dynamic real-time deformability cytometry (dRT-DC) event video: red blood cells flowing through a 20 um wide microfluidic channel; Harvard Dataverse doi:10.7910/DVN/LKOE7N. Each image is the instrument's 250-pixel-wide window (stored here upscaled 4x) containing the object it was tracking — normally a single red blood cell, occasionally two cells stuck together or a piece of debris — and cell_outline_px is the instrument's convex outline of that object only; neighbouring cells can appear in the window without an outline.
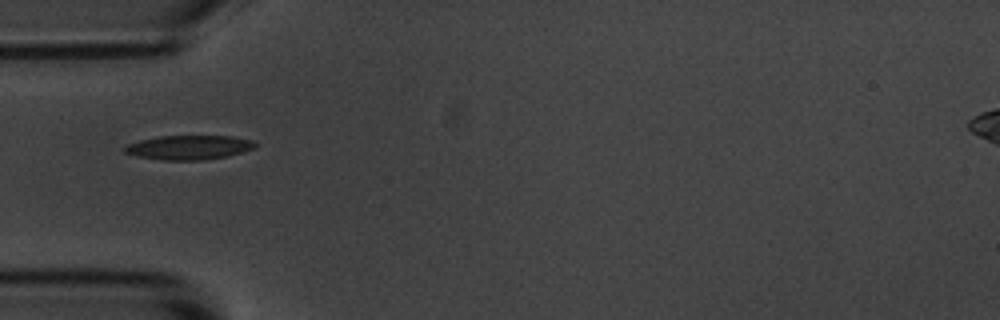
{"species": "common noctule bat (a hibernating species)", "species_latin": "Nyctalus noctula", "temperature_condition": "room temperature", "stored_images_in_passage": 5, "camera_frame_rate_fps": 3000, "um_per_image_px": 0.085, "animal": {"sex": "male", "body_mass_g": 20.1, "forearm_length_mm": 53.5}, "frame": {"image": 1, "passage_image": 1, "time_ms": 0.0, "image_size_px": [1000, 320], "cell_outline_px": [[256, 148], [228, 156], [204, 160], [164, 160], [136, 156], [124, 152], [124, 148], [128, 144], [140, 140], [160, 136], [232, 136], [252, 140], [256, 144]], "centroid_in_image_um": [16.08, 12.53], "position_along_channel_um": 68.9, "area_um2": 18.44}}
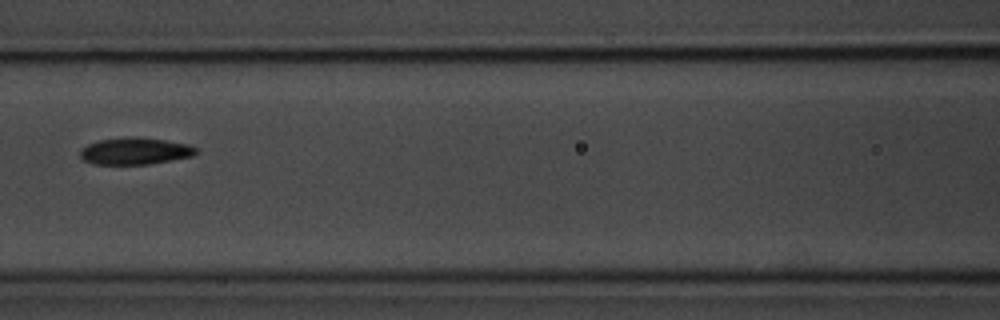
{"frame": {"image": 2, "passage_image": 3, "time_ms": 2.333, "image_size_px": [1000, 320], "cell_outline_px": [[196, 152], [192, 156], [172, 160], [148, 164], [92, 164], [84, 160], [80, 156], [80, 148], [88, 144], [100, 140], [124, 136], [136, 136], [164, 140], [188, 144], [196, 148]], "centroid_in_image_um": [11.44, 12.83], "position_along_channel_um": 155.2, "area_um2": 18.21}}
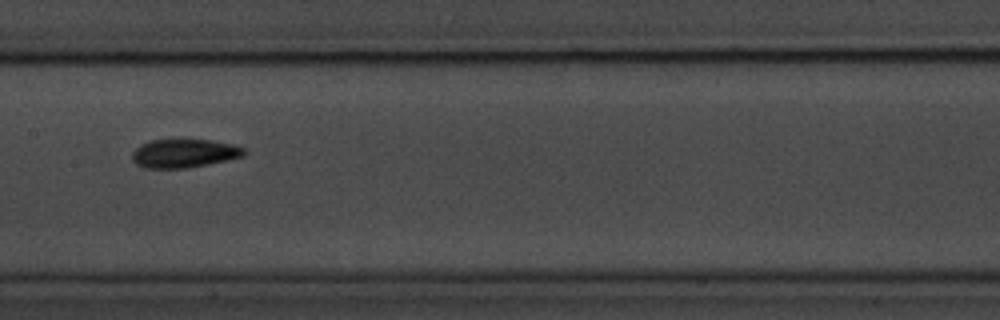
{"frame": {"image": 3, "passage_image": 4, "time_ms": 3.333, "image_size_px": [1000, 320], "cell_outline_px": [[244, 156], [228, 160], [208, 164], [184, 168], [148, 168], [136, 164], [132, 160], [132, 152], [136, 148], [152, 140], [212, 140], [232, 144], [244, 148]], "centroid_in_image_um": [15.66, 13.04], "position_along_channel_um": 191.7, "area_um2": 18.38}}